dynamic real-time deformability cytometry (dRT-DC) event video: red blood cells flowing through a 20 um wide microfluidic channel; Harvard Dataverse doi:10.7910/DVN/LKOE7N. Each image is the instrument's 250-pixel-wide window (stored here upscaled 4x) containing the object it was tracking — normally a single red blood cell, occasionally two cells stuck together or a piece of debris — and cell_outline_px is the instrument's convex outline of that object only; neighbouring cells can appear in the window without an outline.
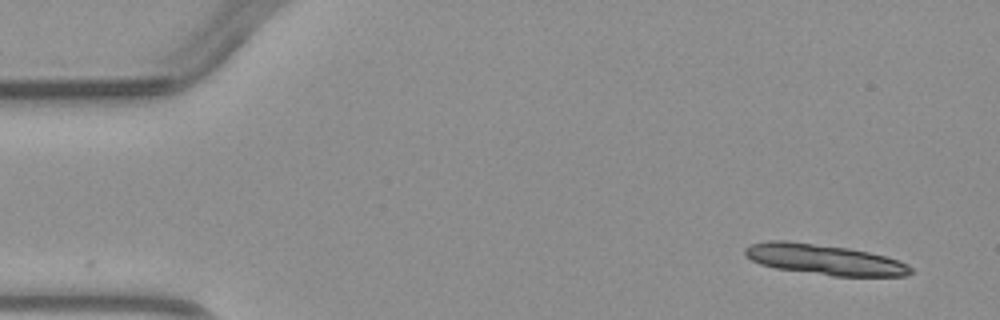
{"species": "common noctule bat (a hibernating species)", "species_latin": "Nyctalus noctula", "temperature_condition": "warm", "stored_images_in_passage": 5, "segment_of_instrument_passage": [1, 2], "camera_frame_rate_fps": 3000, "um_per_image_px": 0.085, "animal": {"sex": "male", "body_mass_g": 23.1, "forearm_length_mm": 52.7}, "frame": {"image": 1, "passage_image": 1, "time_ms": 0.0, "image_size_px": [1000, 320], "cell_outline_px": [[912, 272], [904, 276], [832, 276], [776, 268], [760, 264], [744, 256], [744, 248], [752, 244], [768, 240], [788, 240], [848, 248], [868, 252], [900, 260], [908, 264], [912, 268]], "centroid_in_image_um": [70.05, 22.06], "position_along_channel_um": 14.9, "area_um2": 29.48}}